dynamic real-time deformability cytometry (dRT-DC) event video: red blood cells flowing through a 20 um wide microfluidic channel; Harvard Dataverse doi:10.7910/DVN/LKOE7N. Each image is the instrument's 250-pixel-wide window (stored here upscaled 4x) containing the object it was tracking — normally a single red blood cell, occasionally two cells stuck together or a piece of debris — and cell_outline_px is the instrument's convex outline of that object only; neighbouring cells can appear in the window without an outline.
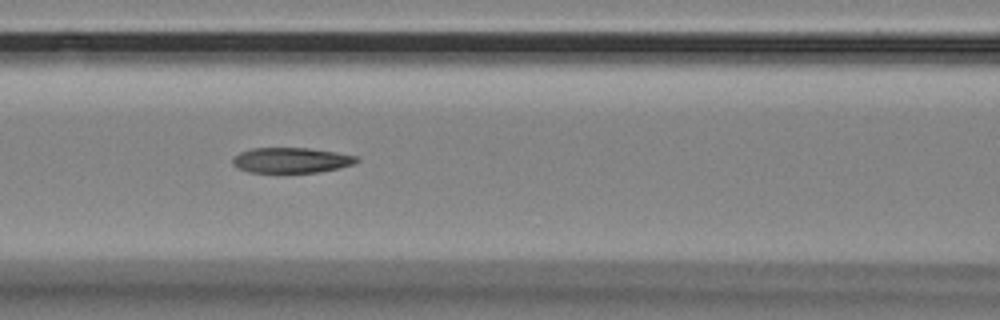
{"species": "Egyptian fruit bat (a non-hibernating species)", "species_latin": "Rousettus aegyptiacus", "temperature_condition": "room temperature", "stored_images_in_passage": 7, "camera_frame_rate_fps": 3000, "um_per_image_px": 0.085, "animal": {"sex": "female"}, "frame": {"image": 1, "passage_image": 5, "time_ms": 1.333, "image_size_px": [1000, 320], "cell_outline_px": [[360, 160], [352, 164], [336, 168], [316, 172], [248, 172], [236, 168], [232, 164], [232, 156], [240, 152], [252, 148], [308, 148], [336, 152], [356, 156]], "centroid_in_image_um": [24.68, 13.61], "position_along_channel_um": 141.9, "area_um2": 18.21}}
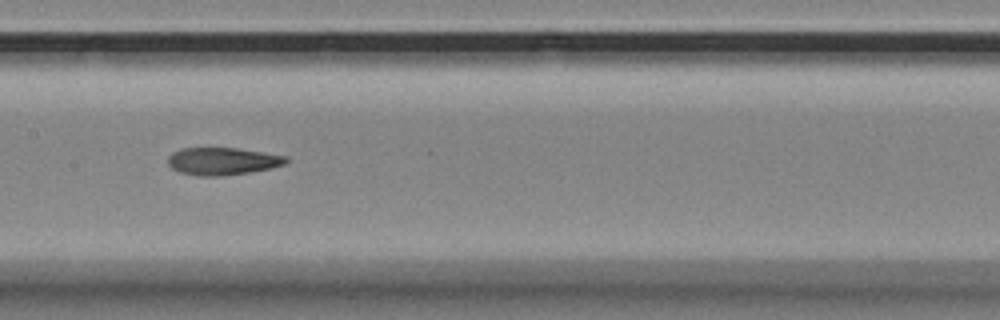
{"frame": {"image": 2, "passage_image": 6, "time_ms": 1.667, "image_size_px": [1000, 320], "cell_outline_px": [[288, 160], [284, 164], [272, 168], [248, 172], [220, 176], [200, 176], [180, 172], [172, 168], [168, 164], [168, 156], [172, 152], [180, 148], [236, 148], [264, 152], [288, 156]], "centroid_in_image_um": [18.91, 13.69], "position_along_channel_um": 188.5, "area_um2": 18.9}}
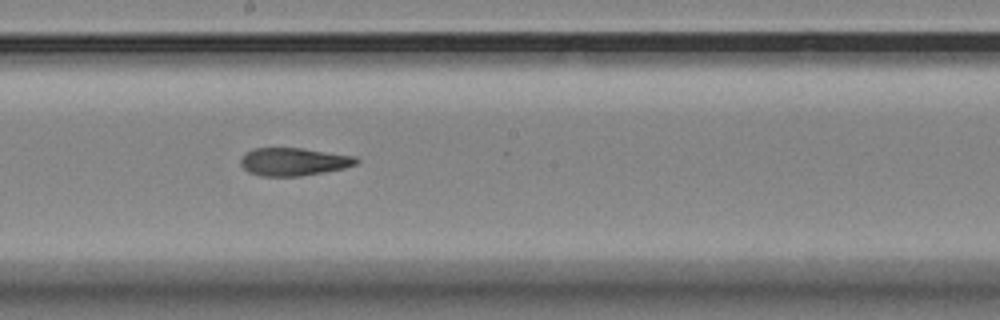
{"frame": {"image": 3, "passage_image": 7, "time_ms": 2.0, "image_size_px": [1000, 320], "cell_outline_px": [[360, 160], [356, 164], [344, 168], [324, 172], [300, 176], [260, 176], [248, 172], [240, 164], [240, 160], [252, 148], [300, 148], [356, 156]], "centroid_in_image_um": [24.97, 13.75], "position_along_channel_um": 223.2, "area_um2": 18.73}}